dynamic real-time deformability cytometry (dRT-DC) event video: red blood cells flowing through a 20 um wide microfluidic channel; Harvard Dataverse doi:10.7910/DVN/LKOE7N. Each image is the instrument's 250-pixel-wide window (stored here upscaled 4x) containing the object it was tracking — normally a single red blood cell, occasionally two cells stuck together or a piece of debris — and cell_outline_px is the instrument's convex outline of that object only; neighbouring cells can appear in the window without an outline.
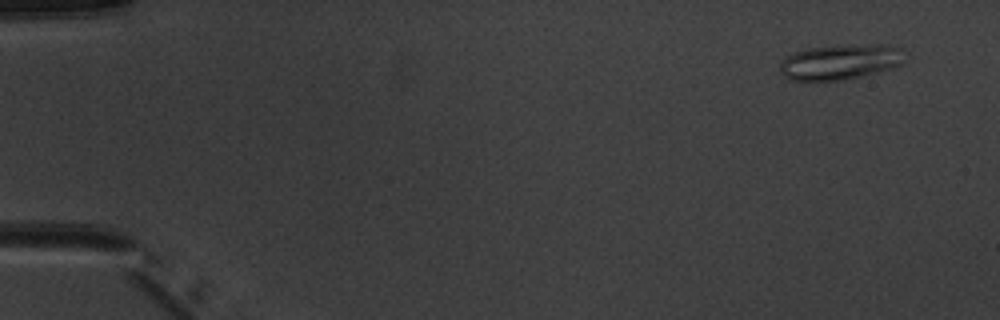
{"species": "common noctule bat (a hibernating species)", "species_latin": "Nyctalus noctula", "temperature_condition": "warm", "stored_images_in_passage": 4, "camera_frame_rate_fps": 3000, "um_per_image_px": 0.085, "animal": {"sex": "male", "body_mass_g": 20.1, "forearm_length_mm": 53.5}, "frame": {"image": 1, "passage_image": 1, "time_ms": 0.0, "image_size_px": [1000, 320], "cell_outline_px": [[904, 64], [880, 72], [844, 80], [788, 80], [780, 72], [780, 60], [796, 52], [808, 48], [868, 44], [888, 44], [900, 48], [904, 60]], "centroid_in_image_um": [71.45, 5.27], "position_along_channel_um": 13.6, "area_um2": 25.66}}
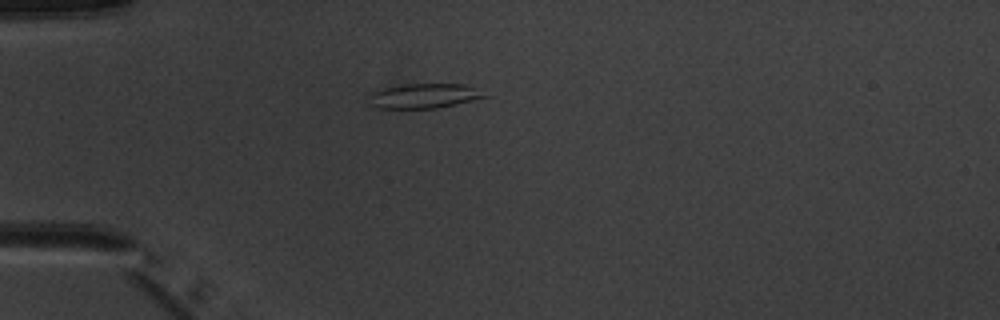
{"frame": {"image": 2, "passage_image": 4, "time_ms": 3.667, "image_size_px": [1000, 320], "cell_outline_px": [[488, 96], [456, 104], [436, 108], [380, 108], [372, 104], [368, 96], [372, 92], [384, 88], [404, 84], [464, 84]], "centroid_in_image_um": [36.0, 8.15], "position_along_channel_um": 49.0, "area_um2": 16.18}}